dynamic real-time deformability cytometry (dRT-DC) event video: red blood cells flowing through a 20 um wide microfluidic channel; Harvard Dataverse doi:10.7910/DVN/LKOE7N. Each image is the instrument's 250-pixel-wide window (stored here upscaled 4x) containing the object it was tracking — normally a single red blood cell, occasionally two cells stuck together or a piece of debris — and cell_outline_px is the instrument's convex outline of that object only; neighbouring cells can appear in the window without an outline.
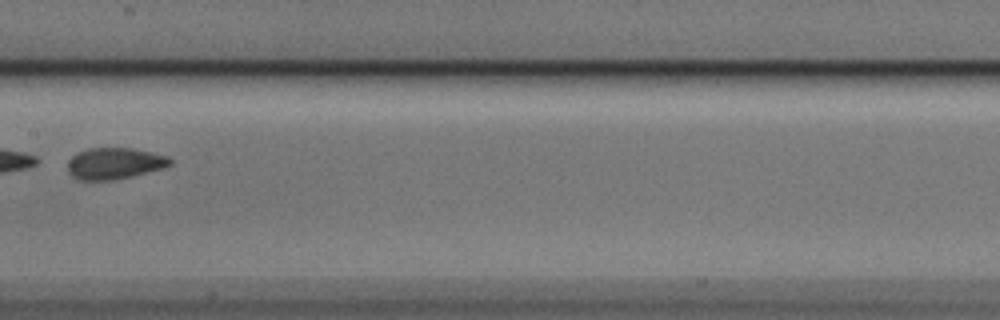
{"species": "Egyptian fruit bat (a non-hibernating species)", "species_latin": "Rousettus aegyptiacus", "temperature_condition": "cold", "stored_images_in_passage": 6, "camera_frame_rate_fps": 3000, "um_per_image_px": 0.085, "animal": {"sex": "male"}, "frame": {"image": 1, "passage_image": 6, "time_ms": 1.667, "image_size_px": [1000, 320], "cell_outline_px": [[172, 164], [164, 168], [116, 180], [76, 180], [68, 172], [68, 160], [76, 152], [88, 148], [132, 148], [168, 156], [172, 160]], "centroid_in_image_um": [9.71, 13.89], "position_along_channel_um": 197.7, "area_um2": 18.96}}